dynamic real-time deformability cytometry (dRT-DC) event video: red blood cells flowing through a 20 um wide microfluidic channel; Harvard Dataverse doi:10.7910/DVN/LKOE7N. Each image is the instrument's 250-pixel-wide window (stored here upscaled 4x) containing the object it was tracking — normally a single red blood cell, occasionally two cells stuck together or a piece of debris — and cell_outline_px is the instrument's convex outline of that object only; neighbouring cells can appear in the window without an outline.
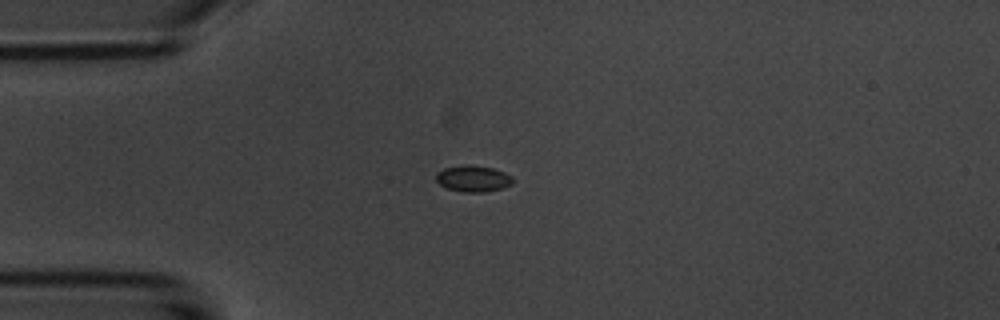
{"species": "common noctule bat (a hibernating species)", "species_latin": "Nyctalus noctula", "temperature_condition": "room temperature", "stored_images_in_passage": 8, "camera_frame_rate_fps": 3000, "um_per_image_px": 0.085, "animal": {"sex": "male", "body_mass_g": 20.1, "forearm_length_mm": 53.5}, "frame": {"image": 1, "passage_image": 1, "time_ms": 0.0, "image_size_px": [1000, 320], "cell_outline_px": [[512, 184], [504, 188], [484, 192], [464, 192], [448, 188], [440, 184], [436, 180], [436, 172], [444, 168], [464, 164], [492, 168], [504, 172], [512, 176]], "centroid_in_image_um": [40.21, 15.18], "position_along_channel_um": 44.8, "area_um2": 11.73}}
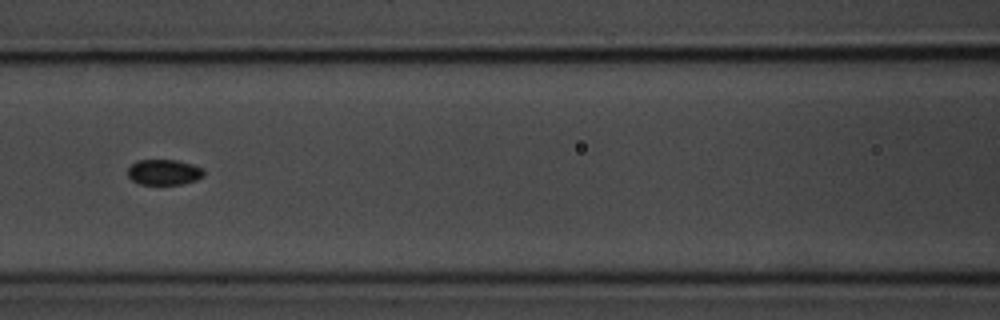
{"frame": {"image": 2, "passage_image": 4, "time_ms": 3.333, "image_size_px": [1000, 320], "cell_outline_px": [[204, 176], [196, 180], [180, 184], [140, 184], [132, 180], [128, 176], [128, 168], [136, 160], [176, 160], [192, 164], [204, 168]], "centroid_in_image_um": [13.95, 14.63], "position_along_channel_um": 152.7, "area_um2": 11.33}}
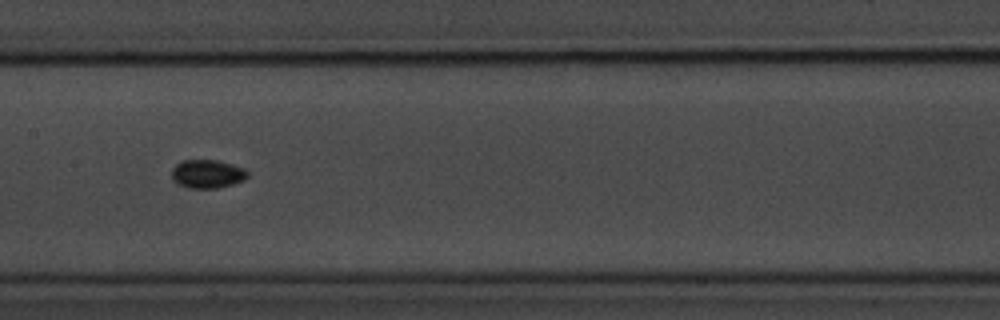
{"frame": {"image": 3, "passage_image": 5, "time_ms": 4.333, "image_size_px": [1000, 320], "cell_outline_px": [[248, 176], [244, 180], [232, 184], [216, 188], [188, 188], [176, 184], [172, 180], [172, 168], [176, 164], [184, 160], [216, 160], [232, 164], [244, 168], [248, 172]], "centroid_in_image_um": [17.6, 14.79], "position_along_channel_um": 189.8, "area_um2": 12.66}}